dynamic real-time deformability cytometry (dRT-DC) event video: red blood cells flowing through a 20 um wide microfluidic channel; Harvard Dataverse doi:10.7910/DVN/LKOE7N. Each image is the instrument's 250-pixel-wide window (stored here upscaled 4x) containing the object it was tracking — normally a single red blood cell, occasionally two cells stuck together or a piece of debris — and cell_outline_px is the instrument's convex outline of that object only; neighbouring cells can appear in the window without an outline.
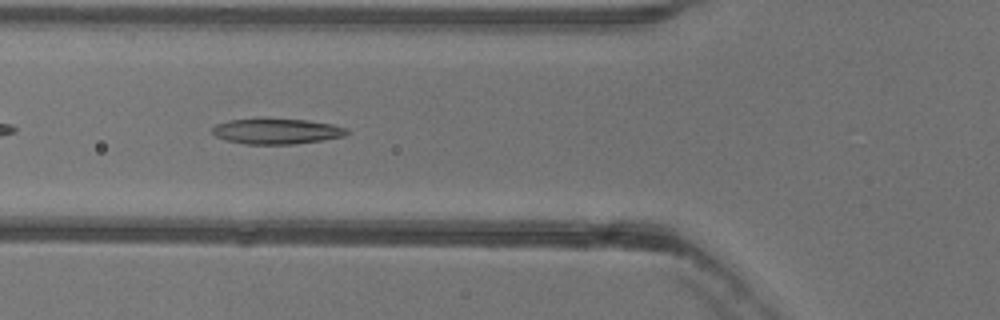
{"species": "common noctule bat (a hibernating species)", "species_latin": "Nyctalus noctula", "temperature_condition": "warm", "stored_images_in_passage": 25, "camera_frame_rate_fps": 3000, "um_per_image_px": 0.085, "animal": {"sex": "female"}, "frame": {"image": 1, "passage_image": 4, "time_ms": 1.0, "image_size_px": [1000, 320], "cell_outline_px": [[348, 132], [344, 136], [324, 140], [296, 144], [248, 144], [228, 140], [216, 136], [212, 132], [212, 128], [216, 124], [228, 120], [308, 120], [332, 124], [348, 128]], "centroid_in_image_um": [23.57, 11.17], "position_along_channel_um": 102.2, "area_um2": 19.54}}
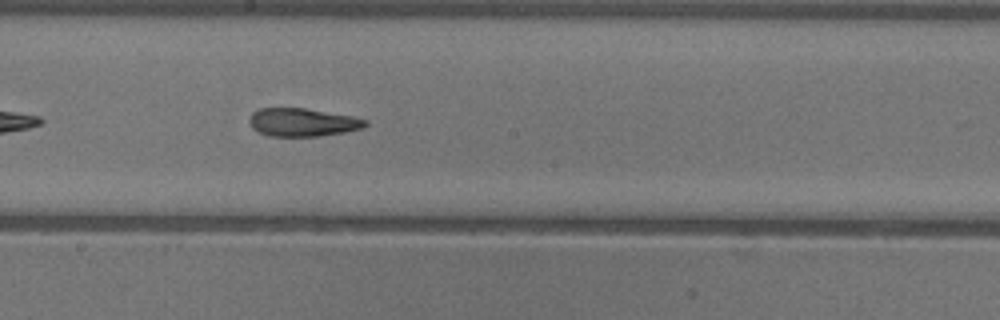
{"frame": {"image": 2, "passage_image": 13, "time_ms": 4.0, "image_size_px": [1000, 320], "cell_outline_px": [[368, 124], [364, 128], [344, 132], [320, 136], [268, 136], [252, 128], [248, 120], [252, 112], [260, 108], [304, 108], [352, 116], [368, 120]], "centroid_in_image_um": [25.72, 10.39], "position_along_channel_um": 222.5, "area_um2": 19.07}}
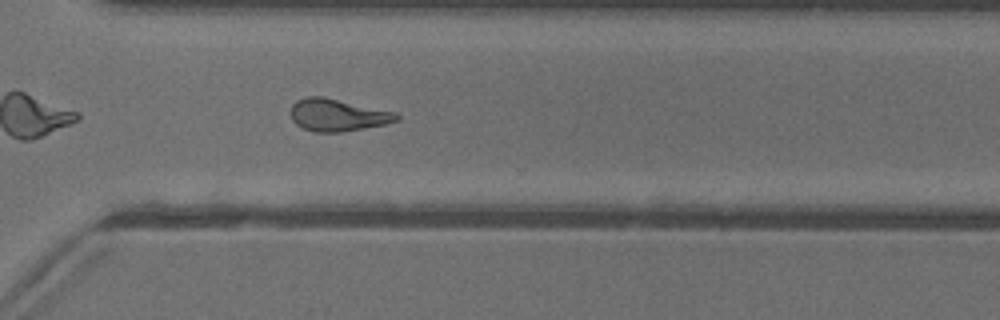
{"frame": {"image": 3, "passage_image": 22, "time_ms": 7.0, "image_size_px": [1000, 320], "cell_outline_px": [[400, 120], [384, 124], [364, 128], [340, 132], [316, 132], [304, 128], [296, 124], [292, 120], [292, 104], [296, 100], [308, 96], [324, 96], [396, 112], [400, 116]], "centroid_in_image_um": [28.71, 9.76], "position_along_channel_um": 341.9, "area_um2": 19.88}}